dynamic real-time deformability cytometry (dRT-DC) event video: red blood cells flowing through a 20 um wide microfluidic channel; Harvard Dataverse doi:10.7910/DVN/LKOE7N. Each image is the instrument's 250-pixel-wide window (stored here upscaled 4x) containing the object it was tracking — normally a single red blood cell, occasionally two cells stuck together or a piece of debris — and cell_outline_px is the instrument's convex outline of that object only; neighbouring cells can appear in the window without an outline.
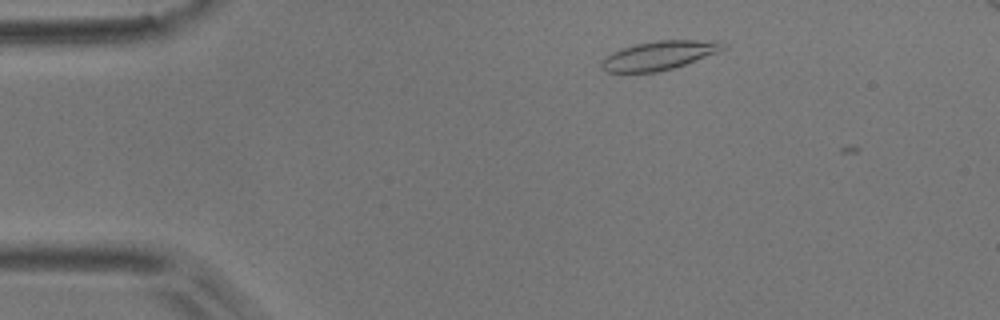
{"species": "common noctule bat (a hibernating species)", "species_latin": "Nyctalus noctula", "temperature_condition": "room temperature", "stored_images_in_passage": 8, "camera_frame_rate_fps": 3000, "um_per_image_px": 0.085, "animal": {"sex": "male", "body_mass_g": 17.9}, "frame": {"image": 1, "passage_image": 6, "time_ms": 1.667, "image_size_px": [1000, 320], "cell_outline_px": [[728, 48], [684, 64], [672, 68], [656, 72], [604, 72], [600, 68], [600, 60], [612, 52], [636, 44], [656, 40], [720, 40], [728, 44]], "centroid_in_image_um": [56.03, 4.7], "position_along_channel_um": 29.0, "area_um2": 20.52}}